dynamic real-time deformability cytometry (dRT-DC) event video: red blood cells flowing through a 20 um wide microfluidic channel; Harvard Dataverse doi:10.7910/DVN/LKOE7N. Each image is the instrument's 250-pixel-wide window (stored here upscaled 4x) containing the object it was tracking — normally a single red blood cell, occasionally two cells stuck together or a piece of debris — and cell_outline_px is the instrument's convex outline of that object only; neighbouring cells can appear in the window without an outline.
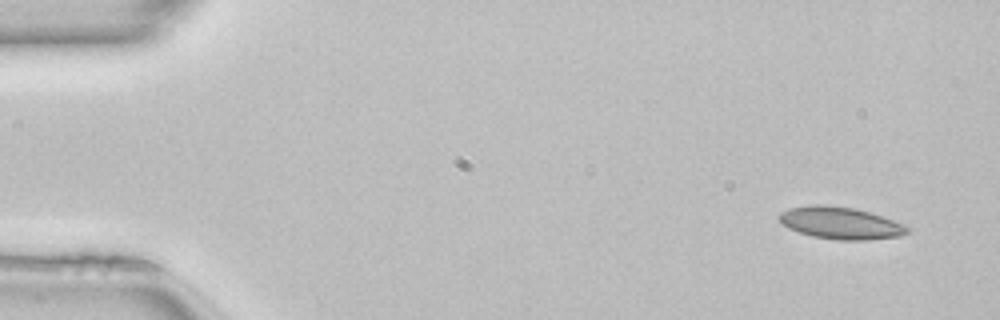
{"species": "common noctule bat (a hibernating species)", "species_latin": "Nyctalus noctula", "temperature_condition": "room temperature", "stored_images_in_passage": 47, "camera_frame_rate_fps": 3000, "um_per_image_px": 0.085, "animal": {"sex": "female", "body_mass_g": 22.7, "forearm_length_mm": 54.2}, "frame": {"image": 1, "passage_image": 1, "time_ms": 0.0, "image_size_px": [1000, 320], "cell_outline_px": [[912, 228], [908, 232], [900, 236], [868, 240], [836, 240], [812, 236], [788, 228], [780, 224], [776, 216], [780, 212], [788, 208], [812, 204], [824, 204], [852, 208], [868, 212], [904, 224]], "centroid_in_image_um": [71.39, 18.96], "position_along_channel_um": 13.6, "area_um2": 24.16}}
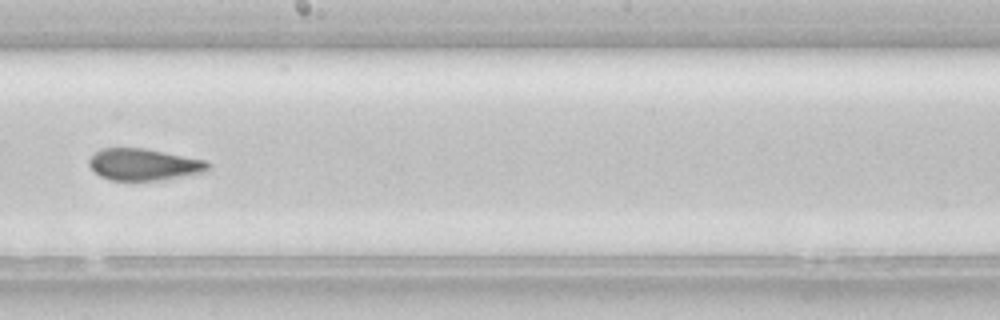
{"frame": {"image": 2, "passage_image": 26, "time_ms": 8.333, "image_size_px": [1000, 320], "cell_outline_px": [[208, 168], [204, 172], [160, 180], [108, 180], [100, 176], [88, 164], [88, 160], [100, 148], [144, 148], [208, 160]], "centroid_in_image_um": [12.21, 13.97], "position_along_channel_um": 236.0, "area_um2": 21.91}}
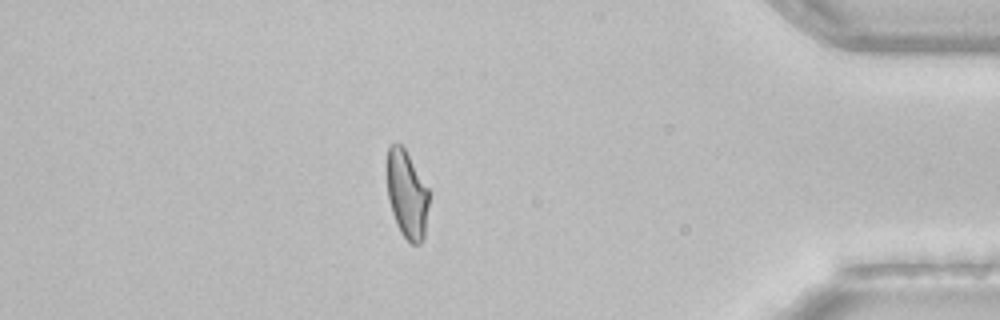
{"frame": {"image": 3, "passage_image": 41, "time_ms": 13.333, "image_size_px": [1000, 320], "cell_outline_px": [[428, 204], [424, 240], [420, 244], [412, 244], [400, 232], [396, 224], [388, 200], [388, 144], [400, 144], [404, 148], [428, 188]], "centroid_in_image_um": [34.59, 16.56], "position_along_channel_um": 400.6, "area_um2": 21.15}, "authors_computed_cell_mechanics": {"area_um2": 22.8888, "velocity_mm_per_s": 4.1033, "shape_relaxation_time_tau1_ms": 8.7955, "shape_relaxation_time_tau2_ms": 1.7565, "deformation_change_tau1": 0.204, "deformation_change_tau2": 0.0729}}